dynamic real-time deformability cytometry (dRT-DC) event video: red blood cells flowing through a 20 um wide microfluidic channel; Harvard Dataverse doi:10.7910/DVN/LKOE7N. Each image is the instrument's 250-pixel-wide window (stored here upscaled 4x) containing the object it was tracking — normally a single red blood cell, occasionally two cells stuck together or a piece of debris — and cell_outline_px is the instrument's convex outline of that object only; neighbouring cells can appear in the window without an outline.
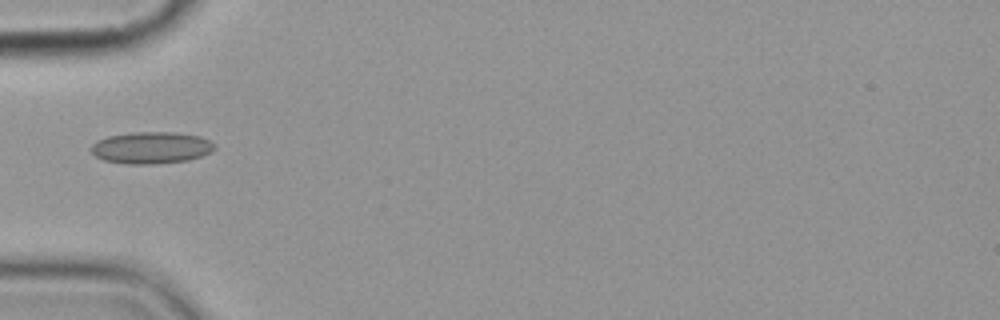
{"species": "common noctule bat (a hibernating species)", "species_latin": "Nyctalus noctula", "temperature_condition": "cold", "stored_images_in_passage": 6, "camera_frame_rate_fps": 3000, "um_per_image_px": 0.085, "animal": {"sex": "female", "body_mass_g": 19.9}, "frame": {"image": 1, "passage_image": 6, "time_ms": 6.667, "image_size_px": [1000, 320], "cell_outline_px": [[216, 148], [212, 152], [188, 160], [152, 164], [128, 164], [104, 160], [96, 156], [92, 152], [92, 144], [96, 140], [108, 136], [132, 132], [176, 132], [200, 136], [216, 144]], "centroid_in_image_um": [12.88, 12.55], "position_along_channel_um": 72.1, "area_um2": 22.95}}